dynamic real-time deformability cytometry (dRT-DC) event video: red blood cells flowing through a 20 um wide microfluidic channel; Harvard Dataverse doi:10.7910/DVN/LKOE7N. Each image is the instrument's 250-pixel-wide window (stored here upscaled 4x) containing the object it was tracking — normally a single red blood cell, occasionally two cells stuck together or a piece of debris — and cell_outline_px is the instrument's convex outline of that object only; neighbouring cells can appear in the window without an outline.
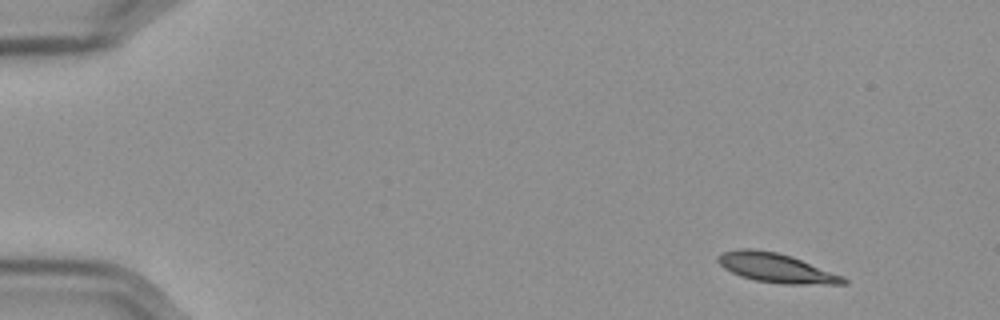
{"species": "Egyptian fruit bat (a non-hibernating species)", "species_latin": "Rousettus aegyptiacus", "temperature_condition": "cold", "stored_images_in_passage": 11, "camera_frame_rate_fps": 3000, "um_per_image_px": 0.085, "frame": {"image": 1, "passage_image": 1, "time_ms": 0.0, "image_size_px": [1000, 320], "cell_outline_px": [[848, 284], [780, 284], [756, 280], [740, 276], [724, 268], [716, 260], [716, 256], [724, 252], [740, 248], [752, 248], [776, 252], [792, 256], [844, 276], [848, 280]], "centroid_in_image_um": [65.99, 22.77], "position_along_channel_um": 19.0, "area_um2": 21.5}}